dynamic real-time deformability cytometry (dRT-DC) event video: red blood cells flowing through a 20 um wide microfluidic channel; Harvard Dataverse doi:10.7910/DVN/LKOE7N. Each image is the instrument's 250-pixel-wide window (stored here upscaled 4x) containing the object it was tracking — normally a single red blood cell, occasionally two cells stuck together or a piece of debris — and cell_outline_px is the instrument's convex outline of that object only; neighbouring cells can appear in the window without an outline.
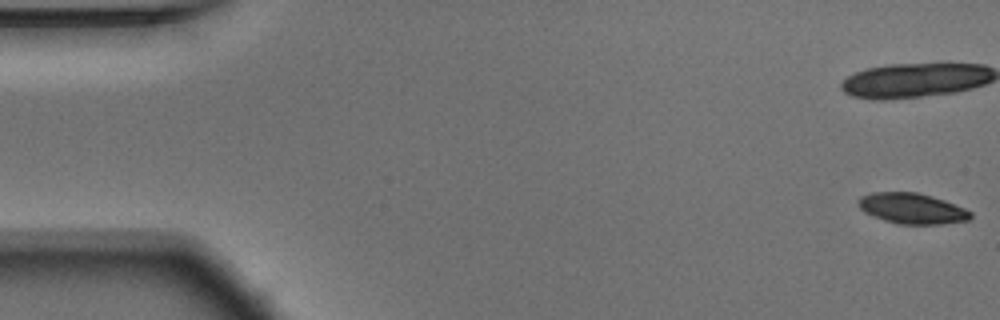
{"species": "Egyptian fruit bat (a non-hibernating species)", "species_latin": "Rousettus aegyptiacus", "temperature_condition": "warm", "stored_images_in_passage": 43, "camera_frame_rate_fps": 3000, "um_per_image_px": 0.085, "animal": {"sex": "male"}, "frame": {"image": 1, "passage_image": 1, "time_ms": 0.0, "image_size_px": [1000, 320], "cell_outline_px": [[972, 216], [968, 220], [944, 224], [900, 224], [884, 220], [872, 216], [864, 212], [860, 208], [860, 196], [872, 192], [916, 192], [932, 196], [944, 200], [964, 208], [972, 212]], "centroid_in_image_um": [77.54, 17.72], "position_along_channel_um": 7.5, "area_um2": 19.94}, "authors_computed_cell_mechanics": {"area_um2": 21.1548, "velocity_mm_per_s": 3.7323, "shape_relaxation_time_tau1_ms": 1.2487, "shape_relaxation_time_tau2_ms": 2.4953, "deformation_change_tau1": 0.2225, "deformation_change_tau2": 0.0908}}